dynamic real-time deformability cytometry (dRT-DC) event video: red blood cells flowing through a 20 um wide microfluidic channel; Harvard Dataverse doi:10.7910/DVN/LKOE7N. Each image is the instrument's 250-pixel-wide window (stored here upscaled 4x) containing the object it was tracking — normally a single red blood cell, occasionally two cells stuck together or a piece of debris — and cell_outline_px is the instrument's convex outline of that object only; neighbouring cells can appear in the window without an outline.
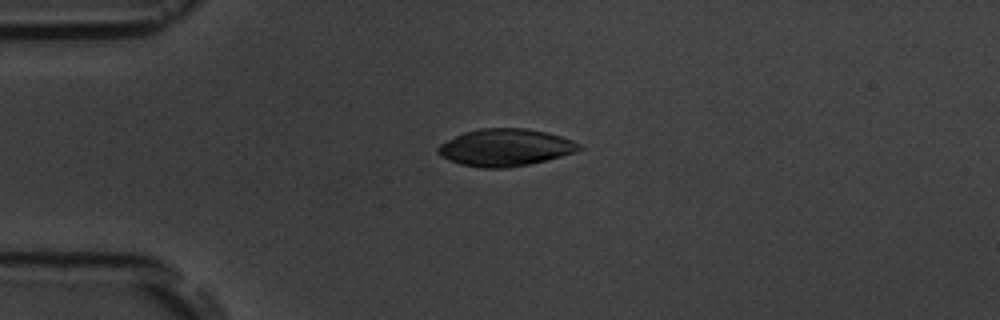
{"species": "common noctule bat (a hibernating species)", "species_latin": "Nyctalus noctula", "temperature_condition": "room temperature", "stored_images_in_passage": 6, "camera_frame_rate_fps": 3000, "um_per_image_px": 0.085, "animal": {"sex": "male", "body_mass_g": 19.5, "forearm_length_mm": 54.6}, "frame": {"image": 1, "passage_image": 5, "time_ms": 4.333, "image_size_px": [1000, 320], "cell_outline_px": [[584, 148], [576, 152], [528, 164], [508, 168], [480, 168], [460, 164], [448, 160], [436, 152], [436, 148], [440, 144], [464, 132], [480, 128], [524, 128], [544, 132], [560, 136], [572, 140], [580, 144]], "centroid_in_image_um": [42.93, 12.54], "position_along_channel_um": 42.1, "area_um2": 30.46}}